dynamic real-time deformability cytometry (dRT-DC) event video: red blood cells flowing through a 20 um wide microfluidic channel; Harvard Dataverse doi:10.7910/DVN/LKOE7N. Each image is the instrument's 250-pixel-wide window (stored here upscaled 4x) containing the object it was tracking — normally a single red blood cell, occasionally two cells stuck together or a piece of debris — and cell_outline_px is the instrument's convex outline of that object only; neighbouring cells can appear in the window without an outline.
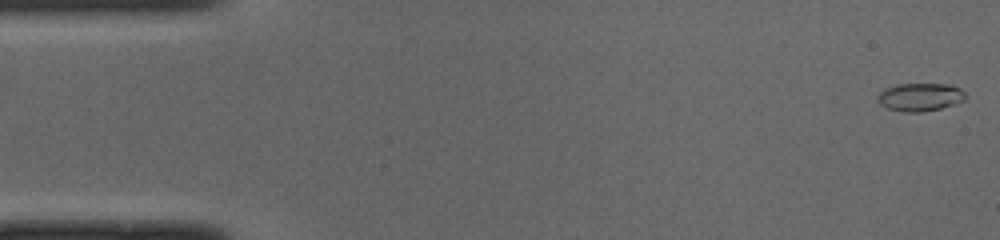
{"species": "common noctule bat (a hibernating species)", "species_latin": "Nyctalus noctula", "temperature_condition": "cold", "stored_images_in_passage": 15, "camera_frame_rate_fps": 3000, "um_per_image_px": 0.085, "animal": {"sex": "male", "body_mass_g": 19.0, "forearm_length_mm": 50.8}, "frame": {"image": 1, "passage_image": 1, "time_ms": 0.0, "image_size_px": [1000, 240], "cell_outline_px": [[964, 100], [940, 108], [920, 112], [904, 112], [888, 108], [880, 104], [876, 100], [876, 96], [884, 88], [896, 84], [952, 84], [960, 88], [964, 92]], "centroid_in_image_um": [78.16, 8.23], "position_along_channel_um": 6.8, "area_um2": 14.33}}
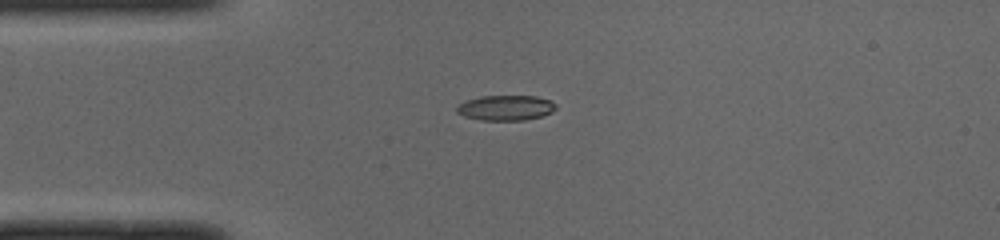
{"frame": {"image": 2, "passage_image": 12, "time_ms": 3.667, "image_size_px": [1000, 240], "cell_outline_px": [[556, 108], [552, 112], [540, 116], [524, 120], [480, 120], [464, 116], [456, 112], [456, 108], [460, 104], [468, 100], [480, 96], [536, 96], [548, 100], [556, 104]], "centroid_in_image_um": [42.98, 9.16], "position_along_channel_um": 42.0, "area_um2": 14.39}}